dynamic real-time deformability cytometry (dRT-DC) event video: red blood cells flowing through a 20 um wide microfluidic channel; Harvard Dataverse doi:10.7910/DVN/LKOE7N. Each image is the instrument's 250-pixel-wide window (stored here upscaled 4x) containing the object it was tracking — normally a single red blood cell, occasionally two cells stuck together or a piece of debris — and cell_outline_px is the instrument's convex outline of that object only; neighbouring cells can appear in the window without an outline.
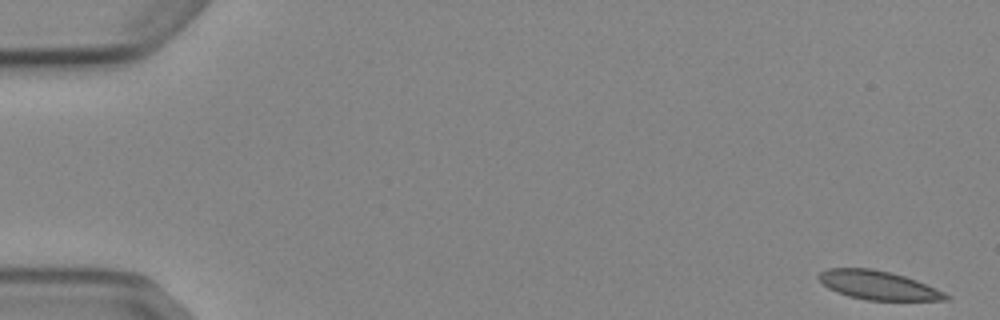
{"species": "Egyptian fruit bat (a non-hibernating species)", "species_latin": "Rousettus aegyptiacus", "temperature_condition": "cold", "stored_images_in_passage": 6, "camera_frame_rate_fps": 3000, "um_per_image_px": 0.085, "animal": {"sex": "female"}, "frame": {"image": 1, "passage_image": 1, "time_ms": 0.0, "image_size_px": [1000, 320], "cell_outline_px": [[952, 296], [948, 300], [868, 300], [848, 296], [836, 292], [828, 288], [816, 276], [820, 272], [828, 268], [872, 268], [904, 276], [916, 280], [944, 292]], "centroid_in_image_um": [74.63, 24.24], "position_along_channel_um": 10.4, "area_um2": 21.21}}